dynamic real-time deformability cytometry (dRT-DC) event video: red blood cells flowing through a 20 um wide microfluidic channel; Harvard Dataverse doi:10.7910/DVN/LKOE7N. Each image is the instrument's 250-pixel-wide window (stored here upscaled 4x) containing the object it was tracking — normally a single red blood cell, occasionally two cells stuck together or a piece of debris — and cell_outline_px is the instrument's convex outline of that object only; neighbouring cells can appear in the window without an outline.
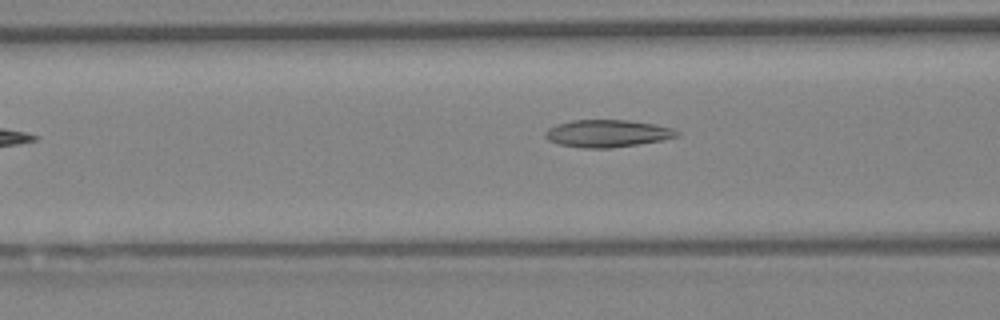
{"species": "Egyptian fruit bat (a non-hibernating species)", "species_latin": "Rousettus aegyptiacus", "temperature_condition": "warm", "stored_images_in_passage": 44, "camera_frame_rate_fps": 3000, "um_per_image_px": 0.085, "animal": {"sex": "female"}, "frame": {"image": 1, "passage_image": 8, "time_ms": 2.333, "image_size_px": [1000, 320], "cell_outline_px": [[680, 136], [664, 140], [612, 148], [584, 148], [560, 144], [548, 140], [544, 136], [544, 132], [548, 128], [556, 124], [572, 120], [628, 120], [656, 124], [672, 128], [680, 132]], "centroid_in_image_um": [51.65, 11.34], "position_along_channel_um": 115.0, "area_um2": 21.15}}
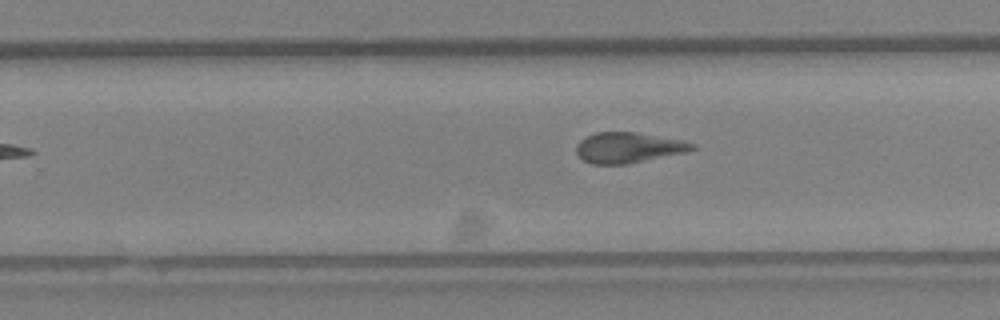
{"frame": {"image": 2, "passage_image": 22, "time_ms": 7.0, "image_size_px": [1000, 320], "cell_outline_px": [[696, 148], [684, 152], [628, 164], [592, 164], [584, 160], [576, 152], [576, 144], [580, 140], [596, 132], [636, 132], [684, 140], [696, 144]], "centroid_in_image_um": [53.41, 12.54], "position_along_channel_um": 276.4, "area_um2": 20.52}}
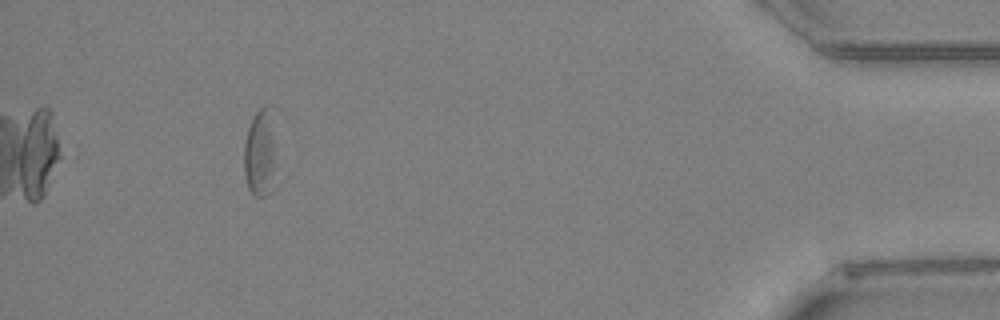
{"frame": {"image": 3, "passage_image": 39, "time_ms": 12.667, "image_size_px": [1000, 320], "cell_outline_px": [[272, 192], [268, 196], [256, 196], [248, 188], [244, 172], [244, 140], [252, 116], [264, 104], [272, 104]], "centroid_in_image_um": [22.05, 12.95], "position_along_channel_um": 413.2, "area_um2": 15.95}, "authors_computed_cell_mechanics": {"area_um2": 20.2011, "velocity_mm_per_s": 3.4766, "shape_relaxation_time_tau1_ms": 9.6972, "shape_relaxation_time_tau2_ms": 2.9768, "deformation_change_tau1": 0.2155, "deformation_change_tau2": 0.1118}}